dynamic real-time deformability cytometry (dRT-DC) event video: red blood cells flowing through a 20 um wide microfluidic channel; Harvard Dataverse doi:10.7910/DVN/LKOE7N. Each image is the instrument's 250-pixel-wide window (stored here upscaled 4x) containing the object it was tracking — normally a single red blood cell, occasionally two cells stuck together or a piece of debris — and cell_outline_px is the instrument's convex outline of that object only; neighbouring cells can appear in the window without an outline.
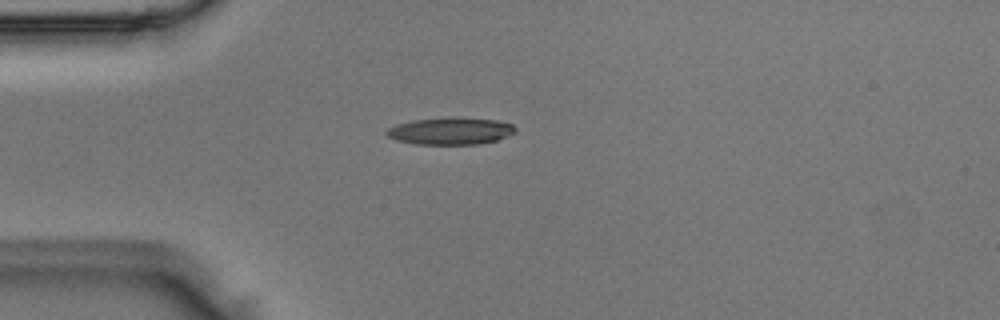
{"species": "Egyptian fruit bat (a non-hibernating species)", "species_latin": "Rousettus aegyptiacus", "temperature_condition": "room temperature", "stored_images_in_passage": 38, "camera_frame_rate_fps": 3000, "um_per_image_px": 0.085, "animal": {"sex": "male"}, "frame": {"image": 1, "passage_image": 1, "time_ms": 0.0, "image_size_px": [1000, 320], "cell_outline_px": [[516, 132], [508, 136], [496, 140], [480, 144], [416, 144], [396, 140], [388, 136], [384, 132], [388, 128], [396, 124], [412, 120], [448, 116], [452, 116], [496, 120], [512, 124], [516, 128]], "centroid_in_image_um": [38.29, 11.12], "position_along_channel_um": 46.7, "area_um2": 20.63}}
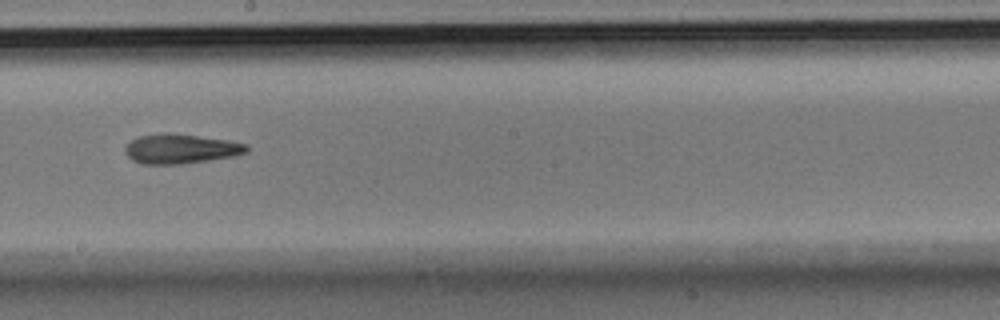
{"frame": {"image": 2, "passage_image": 16, "time_ms": 5.0, "image_size_px": [1000, 320], "cell_outline_px": [[248, 152], [236, 156], [184, 164], [140, 164], [132, 160], [124, 152], [124, 148], [132, 140], [140, 136], [168, 132], [228, 140], [248, 144]], "centroid_in_image_um": [15.38, 12.66], "position_along_channel_um": 232.8, "area_um2": 21.1}}
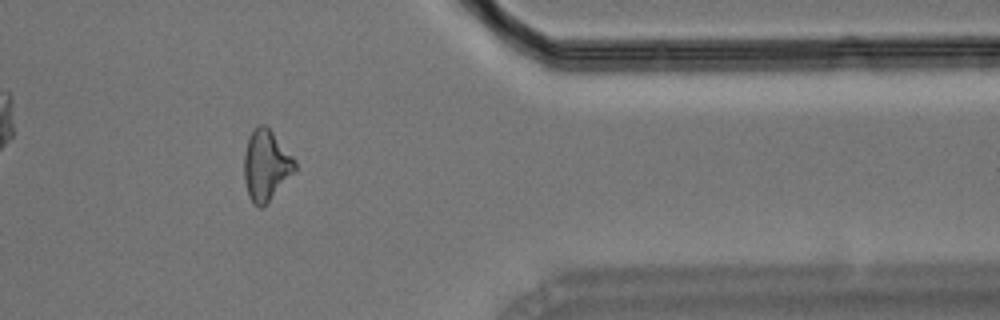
{"frame": {"image": 3, "passage_image": 29, "time_ms": 9.333, "image_size_px": [1000, 320], "cell_outline_px": [[296, 168], [268, 200], [260, 208], [248, 196], [244, 180], [244, 152], [248, 136], [256, 124], [264, 124], [272, 132], [296, 160]], "centroid_in_image_um": [22.57, 13.98], "position_along_channel_um": 388.8, "area_um2": 20.4}}